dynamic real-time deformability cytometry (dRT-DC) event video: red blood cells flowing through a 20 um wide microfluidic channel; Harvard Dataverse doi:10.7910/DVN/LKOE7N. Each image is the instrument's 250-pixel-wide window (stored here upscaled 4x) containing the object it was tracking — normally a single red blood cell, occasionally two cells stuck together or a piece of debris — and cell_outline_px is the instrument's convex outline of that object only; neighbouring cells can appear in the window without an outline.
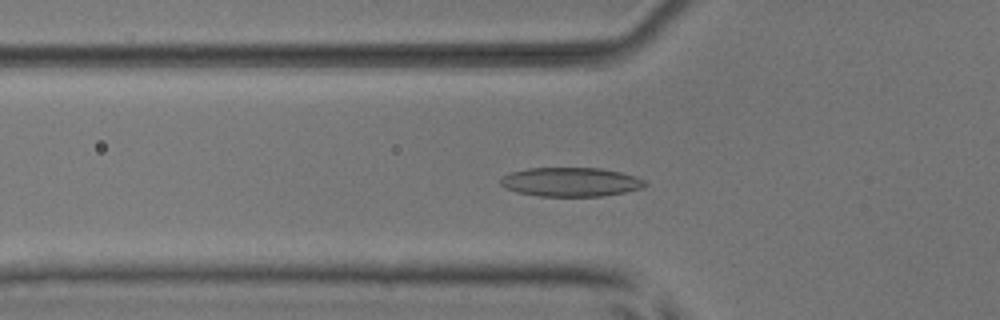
{"species": "common noctule bat (a hibernating species)", "species_latin": "Nyctalus noctula", "temperature_condition": "room temperature", "stored_images_in_passage": 38, "camera_frame_rate_fps": 3000, "um_per_image_px": 0.085, "animal": {"sex": "male", "body_mass_g": 17.9, "forearm_length_mm": 54.2}, "frame": {"image": 1, "passage_image": 4, "time_ms": 1.0, "image_size_px": [1000, 320], "cell_outline_px": [[648, 184], [640, 188], [624, 192], [600, 196], [540, 196], [516, 192], [504, 188], [500, 184], [500, 176], [512, 172], [528, 168], [600, 168], [620, 172], [636, 176], [644, 180]], "centroid_in_image_um": [48.47, 15.46], "position_along_channel_um": 77.3, "area_um2": 24.45}}
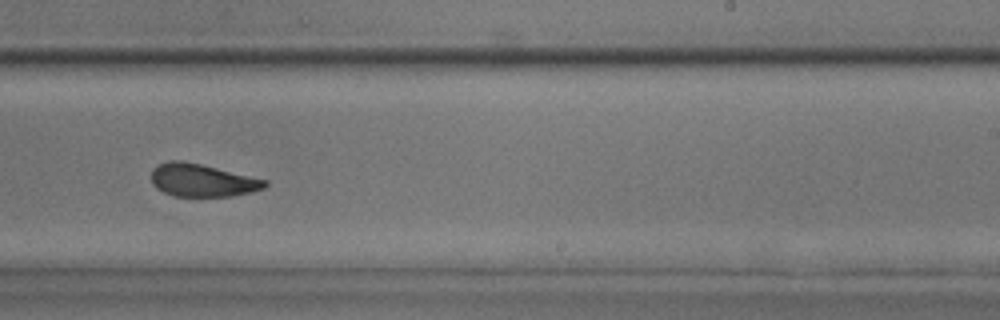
{"frame": {"image": 2, "passage_image": 19, "time_ms": 6.0, "image_size_px": [1000, 320], "cell_outline_px": [[268, 184], [264, 188], [252, 192], [232, 196], [176, 196], [164, 192], [156, 188], [152, 184], [152, 168], [156, 164], [168, 160], [180, 160], [200, 164], [268, 180]], "centroid_in_image_um": [17.17, 15.32], "position_along_channel_um": 271.8, "area_um2": 21.73}}
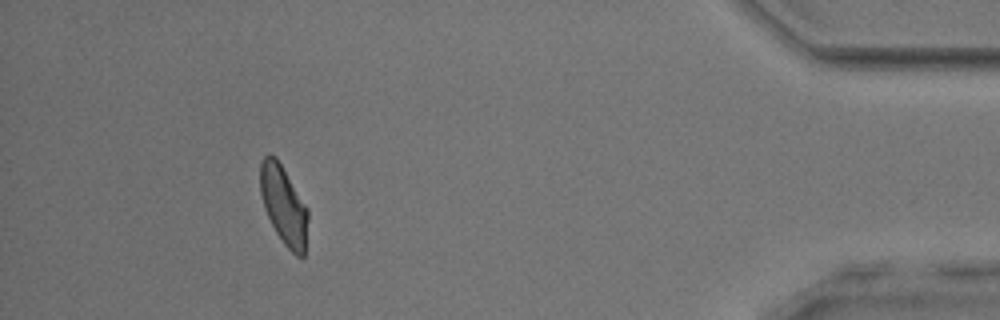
{"frame": {"image": 3, "passage_image": 34, "time_ms": 11.0, "image_size_px": [1000, 320], "cell_outline_px": [[308, 220], [304, 256], [296, 256], [284, 244], [276, 232], [264, 208], [260, 192], [260, 164], [264, 156], [276, 156], [308, 208]], "centroid_in_image_um": [24.12, 17.44], "position_along_channel_um": 411.1, "area_um2": 21.73}, "authors_computed_cell_mechanics": {"area_um2": 22.3108, "velocity_mm_per_s": 3.9026, "shape_relaxation_time_tau1_ms": 5.6763, "shape_relaxation_time_tau2_ms": 1.8915, "deformation_change_tau1": 0.1667, "deformation_change_tau2": 0.0945}}